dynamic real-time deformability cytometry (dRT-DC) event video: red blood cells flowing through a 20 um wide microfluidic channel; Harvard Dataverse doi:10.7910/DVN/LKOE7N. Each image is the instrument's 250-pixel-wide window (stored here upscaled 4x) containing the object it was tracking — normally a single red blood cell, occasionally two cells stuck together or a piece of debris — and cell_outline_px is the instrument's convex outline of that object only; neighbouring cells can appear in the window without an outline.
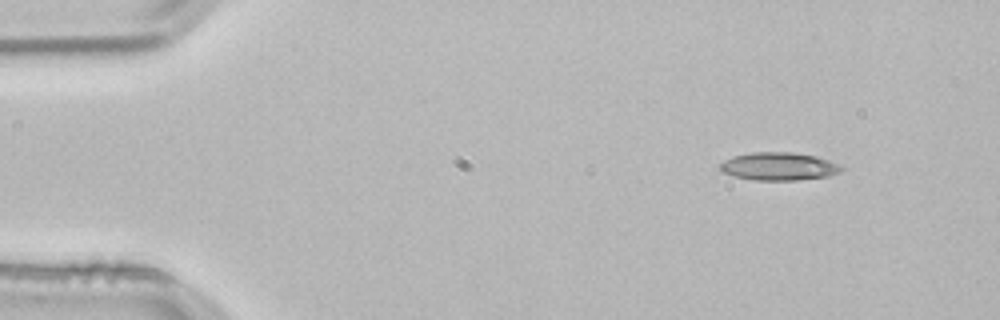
{"species": "common noctule bat (a hibernating species)", "species_latin": "Nyctalus noctula", "temperature_condition": "room temperature", "stored_images_in_passage": 46, "camera_frame_rate_fps": 3000, "um_per_image_px": 0.085, "animal": {"sex": "male", "body_mass_g": 21.5, "forearm_length_mm": 52.0}, "frame": {"image": 1, "passage_image": 1, "time_ms": 0.0, "image_size_px": [1000, 320], "cell_outline_px": [[844, 168], [840, 172], [828, 176], [796, 180], [752, 180], [732, 176], [724, 172], [720, 168], [720, 164], [724, 160], [732, 156], [752, 152], [792, 152], [816, 156], [840, 164]], "centroid_in_image_um": [66.2, 14.14], "position_along_channel_um": 18.8, "area_um2": 19.83}}
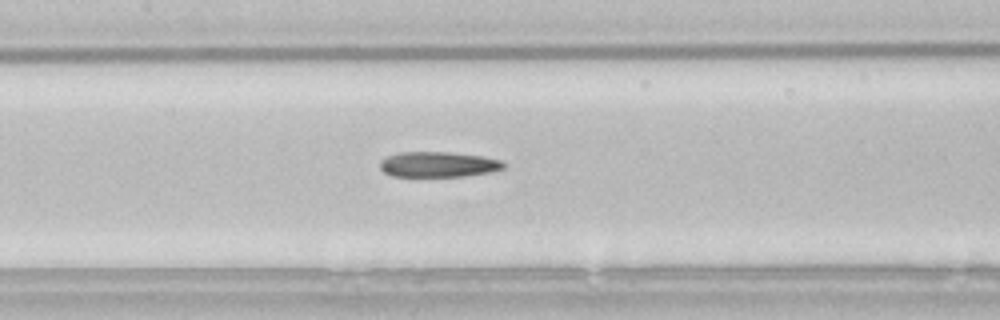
{"frame": {"image": 2, "passage_image": 20, "time_ms": 6.333, "image_size_px": [1000, 320], "cell_outline_px": [[504, 168], [492, 172], [464, 176], [392, 176], [384, 172], [380, 168], [380, 160], [388, 156], [400, 152], [448, 152], [484, 156], [500, 160], [504, 164]], "centroid_in_image_um": [37.25, 13.97], "position_along_channel_um": 170.1, "area_um2": 18.26}}
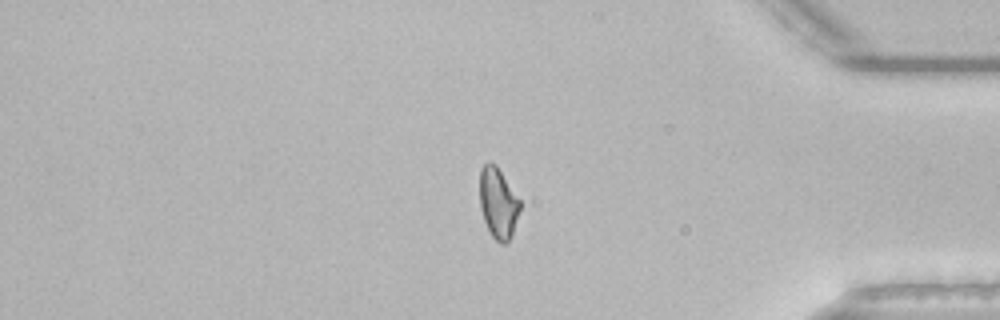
{"frame": {"image": 3, "passage_image": 37, "time_ms": 12.0, "image_size_px": [1000, 320], "cell_outline_px": [[520, 208], [512, 232], [508, 240], [504, 244], [500, 244], [488, 232], [480, 208], [480, 168], [488, 160], [496, 164], [520, 200]], "centroid_in_image_um": [42.31, 17.23], "position_along_channel_um": 392.9, "area_um2": 16.53}, "authors_computed_cell_mechanics": {"area_um2": 18.6116, "velocity_mm_per_s": 3.8524, "shape_relaxation_time_tau1_ms": null, "shape_relaxation_time_tau2_ms": 4.077, "deformation_change_tau1": null, "deformation_change_tau2": 0.1292}}